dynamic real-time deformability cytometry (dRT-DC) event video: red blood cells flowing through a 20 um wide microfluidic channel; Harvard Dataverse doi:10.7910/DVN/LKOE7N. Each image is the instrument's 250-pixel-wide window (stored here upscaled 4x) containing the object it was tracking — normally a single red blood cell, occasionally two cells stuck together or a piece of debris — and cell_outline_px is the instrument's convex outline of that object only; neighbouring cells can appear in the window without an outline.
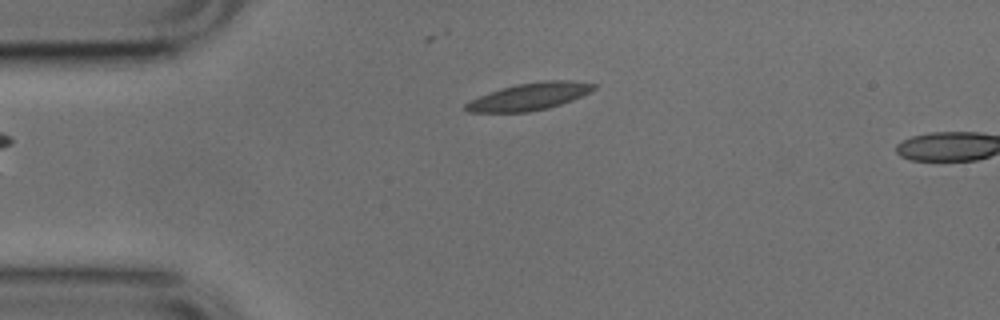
{"species": "common noctule bat (a hibernating species)", "species_latin": "Nyctalus noctula", "temperature_condition": "cold", "stored_images_in_passage": 3, "camera_frame_rate_fps": 3000, "um_per_image_px": 0.085, "animal": {"sex": "male", "body_mass_g": 17.9, "forearm_length_mm": 54.2}, "frame": {"image": 1, "passage_image": 1, "time_ms": 0.0, "image_size_px": [1000, 320], "cell_outline_px": [[596, 88], [572, 100], [548, 108], [528, 112], [468, 112], [464, 108], [464, 104], [488, 92], [500, 88], [516, 84], [544, 80], [572, 80], [596, 84]], "centroid_in_image_um": [44.99, 8.19], "position_along_channel_um": 40.0, "area_um2": 20.23}}